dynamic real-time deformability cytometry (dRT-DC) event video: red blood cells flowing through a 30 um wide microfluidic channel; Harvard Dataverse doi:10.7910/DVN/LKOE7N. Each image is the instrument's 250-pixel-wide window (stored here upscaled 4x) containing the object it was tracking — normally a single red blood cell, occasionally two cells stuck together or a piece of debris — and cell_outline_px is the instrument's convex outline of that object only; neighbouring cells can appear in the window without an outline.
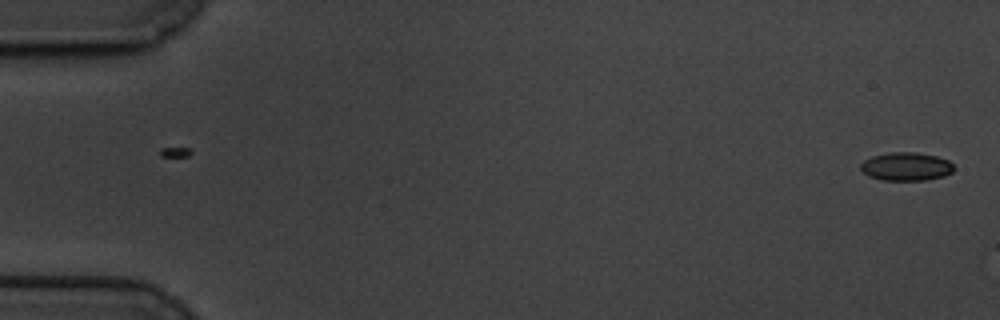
{"species": "common noctule bat (a hibernating species)", "species_latin": "Nyctalus noctula", "temperature_condition": "cold", "stored_images_in_passage": 60, "camera_frame_rate_fps": 3000, "um_per_image_px": 0.085, "animal": {"sex": "male", "body_mass_g": 19.5, "forearm_length_mm": 54.6}, "frame": {"image": 1, "passage_image": 1, "time_ms": 0.0, "image_size_px": [1000, 320], "cell_outline_px": [[956, 168], [952, 172], [944, 176], [924, 180], [880, 180], [868, 176], [860, 168], [860, 164], [864, 160], [872, 156], [888, 152], [916, 152], [936, 156], [948, 160]], "centroid_in_image_um": [77.02, 14.15], "position_along_channel_um": 8.0, "area_um2": 15.49}}
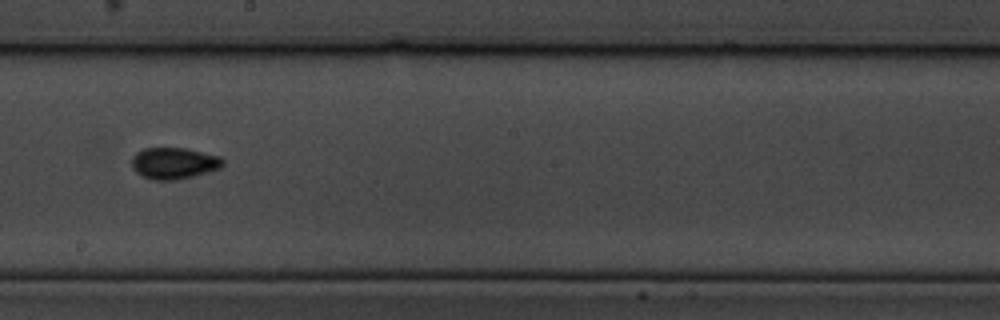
{"frame": {"image": 2, "passage_image": 34, "time_ms": 11.0, "image_size_px": [1000, 320], "cell_outline_px": [[224, 164], [220, 168], [208, 172], [176, 180], [152, 180], [136, 172], [132, 168], [132, 156], [136, 152], [144, 148], [188, 148], [220, 156], [224, 160]], "centroid_in_image_um": [14.79, 13.86], "position_along_channel_um": 233.4, "area_um2": 16.82}}
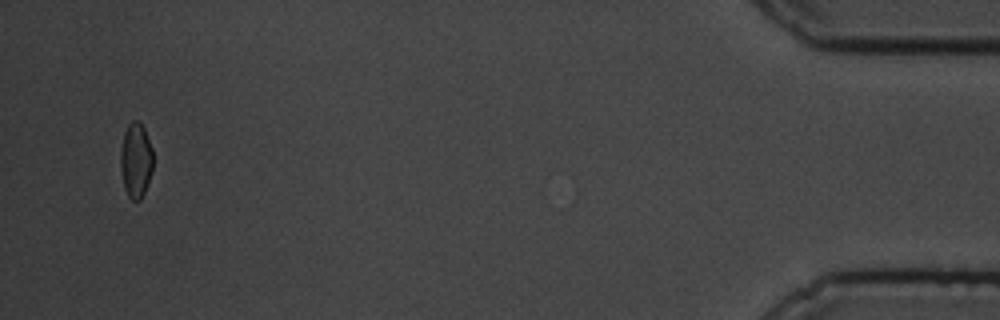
{"frame": {"image": 3, "passage_image": 58, "time_ms": 19.0, "image_size_px": [1000, 320], "cell_outline_px": [[152, 172], [144, 192], [140, 200], [132, 200], [128, 196], [124, 188], [120, 168], [120, 152], [124, 132], [128, 124], [132, 120], [140, 120], [144, 128], [152, 148]], "centroid_in_image_um": [11.53, 13.6], "position_along_channel_um": 423.7, "area_um2": 14.33}, "authors_computed_cell_mechanics": {"area_um2": 15.7794, "velocity_mm_per_s": 3.3606, "shape_relaxation_time_tau1_ms": 3.2478, "shape_relaxation_time_tau2_ms": 2.367, "deformation_change_tau1": 0.0705, "deformation_change_tau2": 0.0643}}